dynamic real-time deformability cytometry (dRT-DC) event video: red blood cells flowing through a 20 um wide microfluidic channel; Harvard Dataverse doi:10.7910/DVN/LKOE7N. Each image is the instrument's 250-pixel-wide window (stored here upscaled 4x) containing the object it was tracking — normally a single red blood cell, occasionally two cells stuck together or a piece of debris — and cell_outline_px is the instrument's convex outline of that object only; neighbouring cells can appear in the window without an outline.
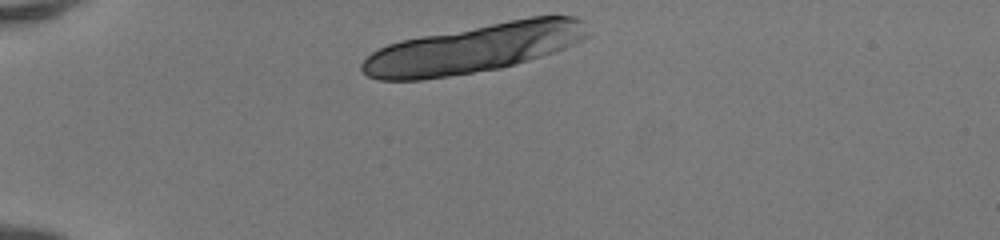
{"species": "human", "species_latin": "Homo sapiens", "temperature_condition": "room temperature", "stored_images_in_passage": 8, "camera_frame_rate_fps": 3000, "um_per_image_px": 0.085, "donor": {"sex": "female"}, "frame": {"image": 1, "passage_image": 1, "time_ms": 0.0, "image_size_px": [1000, 240], "cell_outline_px": [[592, 36], [584, 40], [564, 48], [516, 64], [500, 68], [448, 76], [420, 80], [380, 80], [368, 76], [360, 68], [360, 64], [372, 52], [388, 44], [400, 40], [420, 36], [532, 16], [576, 16], [584, 20]], "centroid_in_image_um": [40.33, 4.1], "position_along_channel_um": 44.7, "area_um2": 63.98}}